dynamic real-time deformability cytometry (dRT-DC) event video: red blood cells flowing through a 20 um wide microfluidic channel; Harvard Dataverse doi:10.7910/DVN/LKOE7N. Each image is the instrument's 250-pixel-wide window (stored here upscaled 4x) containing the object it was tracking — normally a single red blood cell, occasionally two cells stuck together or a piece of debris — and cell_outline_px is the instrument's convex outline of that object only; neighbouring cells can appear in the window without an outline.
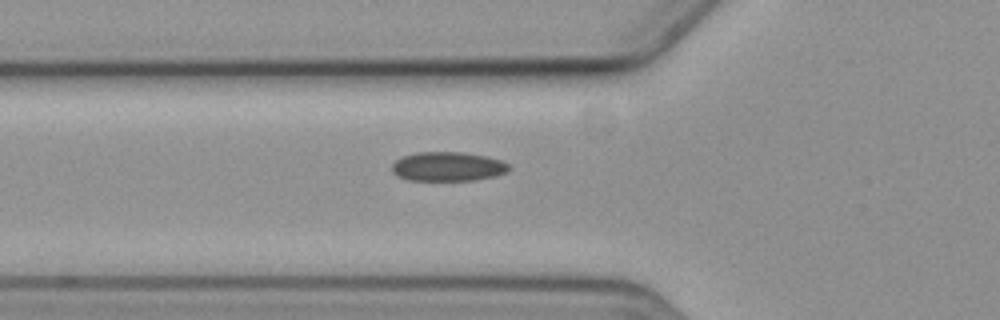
{"species": "common noctule bat (a hibernating species)", "species_latin": "Nyctalus noctula", "temperature_condition": "cold", "stored_images_in_passage": 7, "camera_frame_rate_fps": 3000, "um_per_image_px": 0.085, "animal": {"sex": "female", "body_mass_g": 19.3, "forearm_length_mm": 54.1}, "frame": {"image": 1, "passage_image": 7, "time_ms": 7.0, "image_size_px": [1000, 320], "cell_outline_px": [[512, 168], [508, 172], [496, 176], [472, 180], [408, 180], [396, 176], [392, 172], [392, 164], [400, 156], [416, 152], [460, 152], [484, 156], [500, 160], [508, 164]], "centroid_in_image_um": [38.04, 14.15], "position_along_channel_um": 87.8, "area_um2": 20.06}}